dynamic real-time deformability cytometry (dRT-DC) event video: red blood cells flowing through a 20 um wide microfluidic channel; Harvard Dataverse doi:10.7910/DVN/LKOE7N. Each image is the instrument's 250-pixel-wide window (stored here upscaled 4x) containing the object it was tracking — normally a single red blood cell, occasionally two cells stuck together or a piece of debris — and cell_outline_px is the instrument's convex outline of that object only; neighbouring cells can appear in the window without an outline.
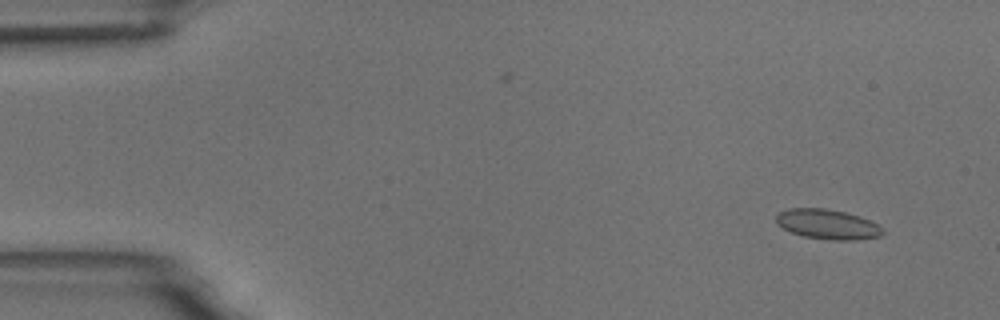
{"species": "common noctule bat (a hibernating species)", "species_latin": "Nyctalus noctula", "temperature_condition": "room temperature", "stored_images_in_passage": 6, "camera_frame_rate_fps": 3000, "um_per_image_px": 0.085, "animal": {"sex": "male", "body_mass_g": 18.8}, "frame": {"image": 1, "passage_image": 2, "time_ms": 1.0, "image_size_px": [1000, 320], "cell_outline_px": [[884, 232], [880, 236], [856, 240], [832, 240], [804, 236], [792, 232], [776, 224], [776, 216], [780, 212], [788, 208], [824, 208], [844, 212], [860, 216], [884, 228]], "centroid_in_image_um": [70.35, 19.06], "position_along_channel_um": 14.7, "area_um2": 18.44}}
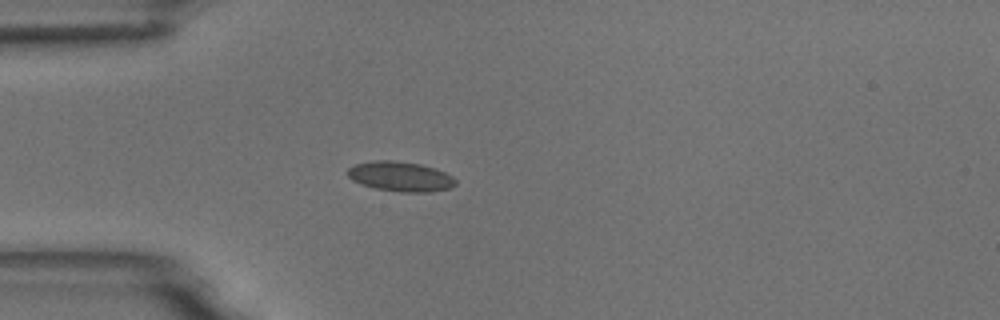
{"frame": {"image": 2, "passage_image": 5, "time_ms": 4.667, "image_size_px": [1000, 320], "cell_outline_px": [[456, 184], [452, 188], [432, 192], [400, 192], [376, 188], [360, 184], [352, 180], [348, 176], [348, 168], [356, 164], [372, 160], [396, 160], [420, 164], [436, 168], [452, 176], [456, 180]], "centroid_in_image_um": [34.06, 15.0], "position_along_channel_um": 50.9, "area_um2": 18.96}}